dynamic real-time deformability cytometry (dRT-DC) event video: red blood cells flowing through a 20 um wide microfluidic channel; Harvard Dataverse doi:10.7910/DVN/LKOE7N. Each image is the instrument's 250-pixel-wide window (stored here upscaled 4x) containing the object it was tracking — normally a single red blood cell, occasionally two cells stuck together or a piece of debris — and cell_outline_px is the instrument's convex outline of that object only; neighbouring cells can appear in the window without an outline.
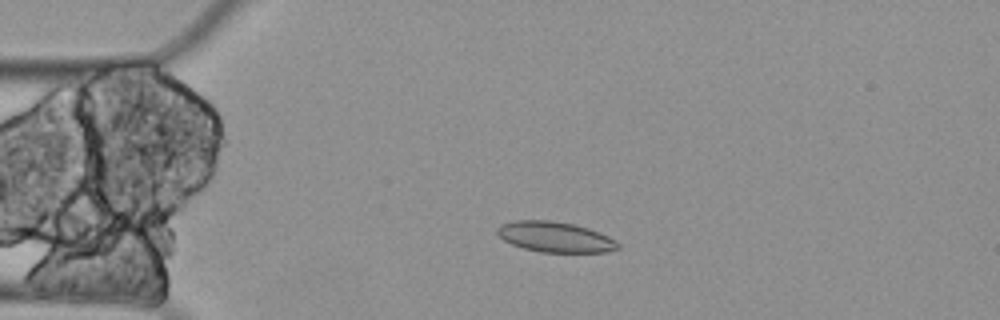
{"species": "Egyptian fruit bat (a non-hibernating species)", "species_latin": "Rousettus aegyptiacus", "temperature_condition": "cold", "stored_images_in_passage": 5, "camera_frame_rate_fps": 3000, "um_per_image_px": 0.085, "animal": {"sex": "female"}, "frame": {"image": 1, "passage_image": 4, "time_ms": 1.0, "image_size_px": [1000, 320], "cell_outline_px": [[620, 248], [608, 252], [540, 252], [524, 248], [512, 244], [504, 240], [496, 232], [496, 228], [500, 224], [516, 220], [548, 220], [572, 224], [588, 228], [600, 232], [616, 240], [620, 244]], "centroid_in_image_um": [47.2, 20.14], "position_along_channel_um": 37.8, "area_um2": 21.44}}